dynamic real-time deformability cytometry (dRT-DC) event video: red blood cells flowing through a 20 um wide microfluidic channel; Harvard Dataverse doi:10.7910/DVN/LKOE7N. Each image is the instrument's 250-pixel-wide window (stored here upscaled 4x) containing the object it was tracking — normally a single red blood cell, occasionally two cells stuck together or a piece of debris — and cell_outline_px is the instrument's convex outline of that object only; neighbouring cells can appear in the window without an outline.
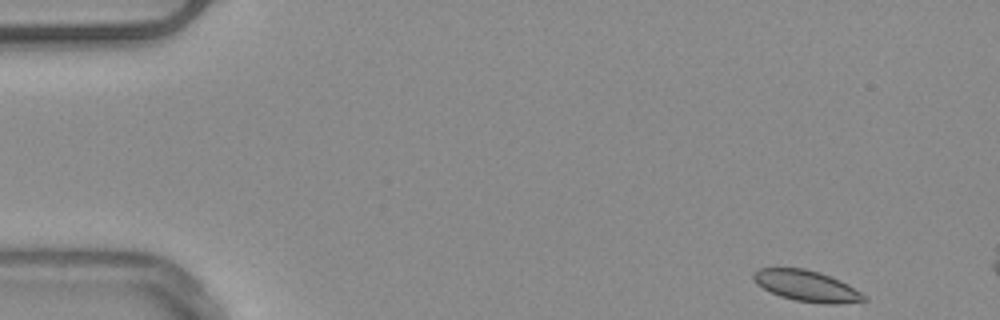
{"species": "common noctule bat (a hibernating species)", "species_latin": "Nyctalus noctula", "temperature_condition": "warm", "stored_images_in_passage": 7, "camera_frame_rate_fps": 3000, "um_per_image_px": 0.085, "animal": {"sex": "male", "body_mass_g": 20.4}, "frame": {"image": 1, "passage_image": 1, "time_ms": 0.0, "image_size_px": [1000, 320], "cell_outline_px": [[868, 300], [836, 304], [824, 304], [796, 300], [780, 296], [756, 284], [752, 276], [752, 272], [760, 268], [804, 268], [820, 272], [840, 280], [848, 284], [868, 296]], "centroid_in_image_um": [68.59, 24.3], "position_along_channel_um": 16.4, "area_um2": 20.0}}